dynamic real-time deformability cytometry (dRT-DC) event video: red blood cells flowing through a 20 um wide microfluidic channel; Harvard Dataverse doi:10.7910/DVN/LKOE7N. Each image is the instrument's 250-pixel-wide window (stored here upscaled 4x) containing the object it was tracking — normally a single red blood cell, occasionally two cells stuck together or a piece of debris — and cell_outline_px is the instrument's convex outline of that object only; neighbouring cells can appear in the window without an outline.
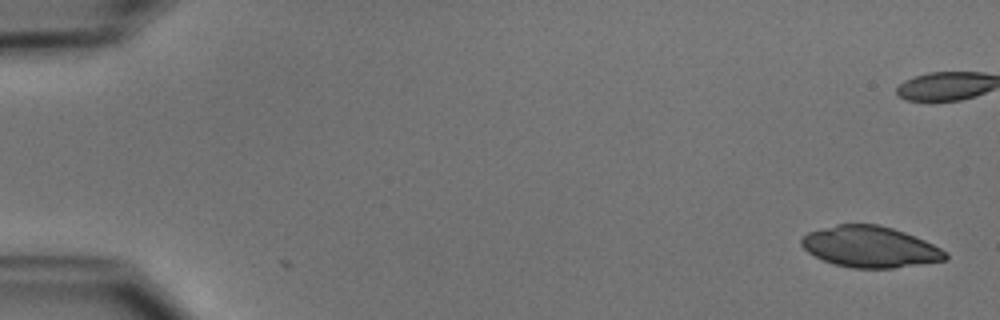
{"species": "common noctule bat (a hibernating species)", "species_latin": "Nyctalus noctula", "temperature_condition": "cold", "stored_images_in_passage": 2, "camera_frame_rate_fps": 3000, "um_per_image_px": 0.085, "animal": {"sex": "male", "body_mass_g": 15.6}, "frame": {"image": 1, "passage_image": 2, "time_ms": 0.333, "image_size_px": [1000, 320], "cell_outline_px": [[948, 260], [892, 268], [852, 268], [836, 264], [824, 260], [808, 252], [800, 244], [800, 240], [808, 232], [836, 224], [876, 224], [892, 228], [904, 232], [924, 240], [948, 252]], "centroid_in_image_um": [73.97, 20.98], "position_along_channel_um": 11.0, "area_um2": 34.33}}